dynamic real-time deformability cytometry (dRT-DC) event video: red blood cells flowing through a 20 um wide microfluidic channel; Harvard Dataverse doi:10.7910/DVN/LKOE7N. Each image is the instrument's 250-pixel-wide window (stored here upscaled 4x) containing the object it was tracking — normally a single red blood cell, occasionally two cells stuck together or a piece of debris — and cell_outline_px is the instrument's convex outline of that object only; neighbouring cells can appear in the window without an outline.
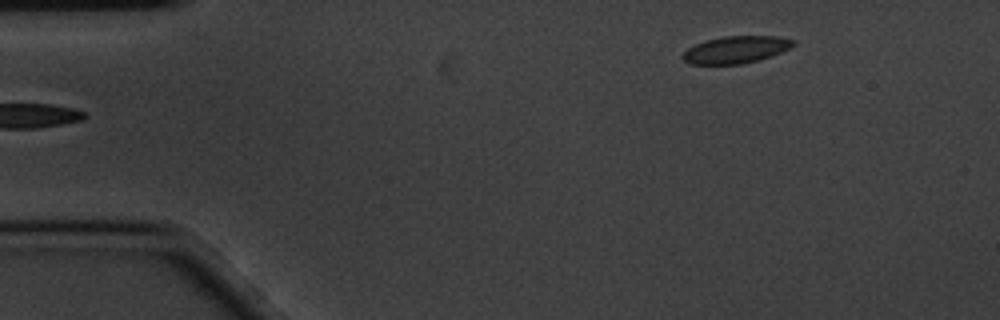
{"species": "common noctule bat (a hibernating species)", "species_latin": "Nyctalus noctula", "temperature_condition": "cold", "stored_images_in_passage": 2, "camera_frame_rate_fps": 3000, "um_per_image_px": 0.085, "animal": {"sex": "male", "body_mass_g": 20.1, "forearm_length_mm": 53.5}, "frame": {"image": 1, "passage_image": 2, "time_ms": 0.333, "image_size_px": [1000, 320], "cell_outline_px": [[796, 44], [792, 48], [756, 60], [740, 64], [688, 64], [680, 56], [688, 48], [704, 40], [724, 36], [780, 36], [796, 40]], "centroid_in_image_um": [62.55, 4.21], "position_along_channel_um": 22.4, "area_um2": 17.51}}